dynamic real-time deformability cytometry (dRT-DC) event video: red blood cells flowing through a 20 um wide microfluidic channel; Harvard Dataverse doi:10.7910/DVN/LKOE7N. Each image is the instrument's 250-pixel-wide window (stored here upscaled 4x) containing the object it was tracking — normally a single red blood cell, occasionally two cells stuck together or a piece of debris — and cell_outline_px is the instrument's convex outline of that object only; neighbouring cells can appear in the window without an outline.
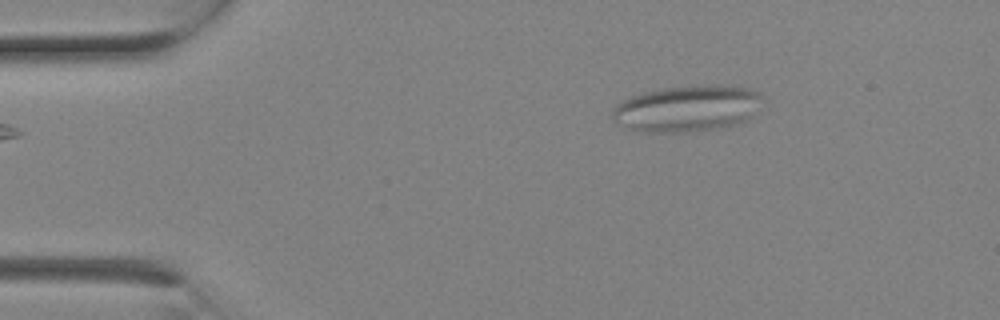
{"species": "Egyptian fruit bat (a non-hibernating species)", "species_latin": "Rousettus aegyptiacus", "temperature_condition": "room temperature", "stored_images_in_passage": 2, "camera_frame_rate_fps": 3000, "um_per_image_px": 0.085, "animal": {"sex": "female"}, "frame": {"image": 1, "passage_image": 2, "time_ms": 0.333, "image_size_px": [1000, 320], "cell_outline_px": [[764, 96], [752, 116], [748, 120], [740, 124], [716, 128], [688, 132], [640, 132], [616, 124], [612, 116], [612, 108], [616, 104], [628, 96], [644, 92], [664, 88], [704, 84], [732, 84], [748, 88], [760, 92]], "centroid_in_image_um": [58.42, 9.2], "position_along_channel_um": 26.6, "area_um2": 41.33}}